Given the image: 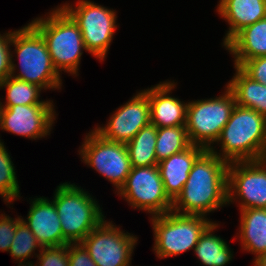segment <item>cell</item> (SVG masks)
<instances>
[{"label":"cell","instance_id":"cell-29","mask_svg":"<svg viewBox=\"0 0 266 266\" xmlns=\"http://www.w3.org/2000/svg\"><path fill=\"white\" fill-rule=\"evenodd\" d=\"M21 216L12 218L9 215L0 214V250L9 252L13 238L17 230V224Z\"/></svg>","mask_w":266,"mask_h":266},{"label":"cell","instance_id":"cell-2","mask_svg":"<svg viewBox=\"0 0 266 266\" xmlns=\"http://www.w3.org/2000/svg\"><path fill=\"white\" fill-rule=\"evenodd\" d=\"M215 143L221 145L220 153L215 146L209 150L228 163L266 159V117L235 105Z\"/></svg>","mask_w":266,"mask_h":266},{"label":"cell","instance_id":"cell-17","mask_svg":"<svg viewBox=\"0 0 266 266\" xmlns=\"http://www.w3.org/2000/svg\"><path fill=\"white\" fill-rule=\"evenodd\" d=\"M205 150L202 146L191 144L158 163L165 192L172 201L181 193L194 162Z\"/></svg>","mask_w":266,"mask_h":266},{"label":"cell","instance_id":"cell-3","mask_svg":"<svg viewBox=\"0 0 266 266\" xmlns=\"http://www.w3.org/2000/svg\"><path fill=\"white\" fill-rule=\"evenodd\" d=\"M11 45L15 48L11 52L10 76L35 84L44 90L61 89V74L52 64L42 35L30 23L11 31ZM13 52L19 61V73L16 72L17 65L14 64Z\"/></svg>","mask_w":266,"mask_h":266},{"label":"cell","instance_id":"cell-30","mask_svg":"<svg viewBox=\"0 0 266 266\" xmlns=\"http://www.w3.org/2000/svg\"><path fill=\"white\" fill-rule=\"evenodd\" d=\"M239 68L254 81L266 85V56L246 60Z\"/></svg>","mask_w":266,"mask_h":266},{"label":"cell","instance_id":"cell-32","mask_svg":"<svg viewBox=\"0 0 266 266\" xmlns=\"http://www.w3.org/2000/svg\"><path fill=\"white\" fill-rule=\"evenodd\" d=\"M69 266H97L81 243H68Z\"/></svg>","mask_w":266,"mask_h":266},{"label":"cell","instance_id":"cell-34","mask_svg":"<svg viewBox=\"0 0 266 266\" xmlns=\"http://www.w3.org/2000/svg\"><path fill=\"white\" fill-rule=\"evenodd\" d=\"M35 264V265H34ZM17 266H37L36 263H33L32 261H19Z\"/></svg>","mask_w":266,"mask_h":266},{"label":"cell","instance_id":"cell-13","mask_svg":"<svg viewBox=\"0 0 266 266\" xmlns=\"http://www.w3.org/2000/svg\"><path fill=\"white\" fill-rule=\"evenodd\" d=\"M0 107V129L31 140L50 135L58 115L53 104Z\"/></svg>","mask_w":266,"mask_h":266},{"label":"cell","instance_id":"cell-1","mask_svg":"<svg viewBox=\"0 0 266 266\" xmlns=\"http://www.w3.org/2000/svg\"><path fill=\"white\" fill-rule=\"evenodd\" d=\"M228 162L205 150L194 162L172 210L182 215L206 216L228 204Z\"/></svg>","mask_w":266,"mask_h":266},{"label":"cell","instance_id":"cell-5","mask_svg":"<svg viewBox=\"0 0 266 266\" xmlns=\"http://www.w3.org/2000/svg\"><path fill=\"white\" fill-rule=\"evenodd\" d=\"M53 196L63 238L68 243H80L106 217L96 199L74 183L59 184Z\"/></svg>","mask_w":266,"mask_h":266},{"label":"cell","instance_id":"cell-11","mask_svg":"<svg viewBox=\"0 0 266 266\" xmlns=\"http://www.w3.org/2000/svg\"><path fill=\"white\" fill-rule=\"evenodd\" d=\"M137 238L104 219L80 243L97 266H130Z\"/></svg>","mask_w":266,"mask_h":266},{"label":"cell","instance_id":"cell-28","mask_svg":"<svg viewBox=\"0 0 266 266\" xmlns=\"http://www.w3.org/2000/svg\"><path fill=\"white\" fill-rule=\"evenodd\" d=\"M37 255V266H69L68 244L42 247Z\"/></svg>","mask_w":266,"mask_h":266},{"label":"cell","instance_id":"cell-20","mask_svg":"<svg viewBox=\"0 0 266 266\" xmlns=\"http://www.w3.org/2000/svg\"><path fill=\"white\" fill-rule=\"evenodd\" d=\"M239 241L242 249L257 258L266 252V209L248 208L240 210Z\"/></svg>","mask_w":266,"mask_h":266},{"label":"cell","instance_id":"cell-21","mask_svg":"<svg viewBox=\"0 0 266 266\" xmlns=\"http://www.w3.org/2000/svg\"><path fill=\"white\" fill-rule=\"evenodd\" d=\"M234 68L236 73L226 86L234 94L236 105L253 109L266 117V85L254 81L239 67Z\"/></svg>","mask_w":266,"mask_h":266},{"label":"cell","instance_id":"cell-6","mask_svg":"<svg viewBox=\"0 0 266 266\" xmlns=\"http://www.w3.org/2000/svg\"><path fill=\"white\" fill-rule=\"evenodd\" d=\"M150 219L155 241L153 251L159 259L194 250L198 239L213 223L206 216L182 215L173 211Z\"/></svg>","mask_w":266,"mask_h":266},{"label":"cell","instance_id":"cell-23","mask_svg":"<svg viewBox=\"0 0 266 266\" xmlns=\"http://www.w3.org/2000/svg\"><path fill=\"white\" fill-rule=\"evenodd\" d=\"M156 138L157 127L149 123L126 144L131 167L158 165L155 154Z\"/></svg>","mask_w":266,"mask_h":266},{"label":"cell","instance_id":"cell-14","mask_svg":"<svg viewBox=\"0 0 266 266\" xmlns=\"http://www.w3.org/2000/svg\"><path fill=\"white\" fill-rule=\"evenodd\" d=\"M150 123V104L144 90L116 109L105 126L94 130L103 138L127 144L144 126Z\"/></svg>","mask_w":266,"mask_h":266},{"label":"cell","instance_id":"cell-16","mask_svg":"<svg viewBox=\"0 0 266 266\" xmlns=\"http://www.w3.org/2000/svg\"><path fill=\"white\" fill-rule=\"evenodd\" d=\"M30 200L27 220L22 216L21 220L32 231L39 244L42 247L67 245L53 200L50 201L43 196Z\"/></svg>","mask_w":266,"mask_h":266},{"label":"cell","instance_id":"cell-4","mask_svg":"<svg viewBox=\"0 0 266 266\" xmlns=\"http://www.w3.org/2000/svg\"><path fill=\"white\" fill-rule=\"evenodd\" d=\"M47 14L30 24L42 35L57 72L78 76L81 56L86 51L79 27L59 5Z\"/></svg>","mask_w":266,"mask_h":266},{"label":"cell","instance_id":"cell-18","mask_svg":"<svg viewBox=\"0 0 266 266\" xmlns=\"http://www.w3.org/2000/svg\"><path fill=\"white\" fill-rule=\"evenodd\" d=\"M216 12L229 24L225 46L244 27L266 17V0H220Z\"/></svg>","mask_w":266,"mask_h":266},{"label":"cell","instance_id":"cell-19","mask_svg":"<svg viewBox=\"0 0 266 266\" xmlns=\"http://www.w3.org/2000/svg\"><path fill=\"white\" fill-rule=\"evenodd\" d=\"M234 57V66L266 56V17L240 30L225 46Z\"/></svg>","mask_w":266,"mask_h":266},{"label":"cell","instance_id":"cell-10","mask_svg":"<svg viewBox=\"0 0 266 266\" xmlns=\"http://www.w3.org/2000/svg\"><path fill=\"white\" fill-rule=\"evenodd\" d=\"M117 195L133 209L146 211L151 216L170 212L173 206L165 192L158 165L132 167Z\"/></svg>","mask_w":266,"mask_h":266},{"label":"cell","instance_id":"cell-8","mask_svg":"<svg viewBox=\"0 0 266 266\" xmlns=\"http://www.w3.org/2000/svg\"><path fill=\"white\" fill-rule=\"evenodd\" d=\"M75 7L65 3L60 7L78 25L86 52L104 61L117 29L116 11L90 0H79Z\"/></svg>","mask_w":266,"mask_h":266},{"label":"cell","instance_id":"cell-26","mask_svg":"<svg viewBox=\"0 0 266 266\" xmlns=\"http://www.w3.org/2000/svg\"><path fill=\"white\" fill-rule=\"evenodd\" d=\"M4 142H0V196L7 204L20 199V186L15 167Z\"/></svg>","mask_w":266,"mask_h":266},{"label":"cell","instance_id":"cell-22","mask_svg":"<svg viewBox=\"0 0 266 266\" xmlns=\"http://www.w3.org/2000/svg\"><path fill=\"white\" fill-rule=\"evenodd\" d=\"M218 226V223L213 222L194 247V252L203 266H226L233 258V251L225 239L214 234Z\"/></svg>","mask_w":266,"mask_h":266},{"label":"cell","instance_id":"cell-33","mask_svg":"<svg viewBox=\"0 0 266 266\" xmlns=\"http://www.w3.org/2000/svg\"><path fill=\"white\" fill-rule=\"evenodd\" d=\"M254 266H266V252L260 254L257 258L253 260Z\"/></svg>","mask_w":266,"mask_h":266},{"label":"cell","instance_id":"cell-31","mask_svg":"<svg viewBox=\"0 0 266 266\" xmlns=\"http://www.w3.org/2000/svg\"><path fill=\"white\" fill-rule=\"evenodd\" d=\"M11 31L0 33V81L11 73Z\"/></svg>","mask_w":266,"mask_h":266},{"label":"cell","instance_id":"cell-7","mask_svg":"<svg viewBox=\"0 0 266 266\" xmlns=\"http://www.w3.org/2000/svg\"><path fill=\"white\" fill-rule=\"evenodd\" d=\"M236 105L232 91H225L218 97L189 101L186 130L191 144L209 150L219 139Z\"/></svg>","mask_w":266,"mask_h":266},{"label":"cell","instance_id":"cell-27","mask_svg":"<svg viewBox=\"0 0 266 266\" xmlns=\"http://www.w3.org/2000/svg\"><path fill=\"white\" fill-rule=\"evenodd\" d=\"M42 248L35 235L21 220L17 224V230L10 246L9 253L17 261H28L33 254L37 257L35 250Z\"/></svg>","mask_w":266,"mask_h":266},{"label":"cell","instance_id":"cell-25","mask_svg":"<svg viewBox=\"0 0 266 266\" xmlns=\"http://www.w3.org/2000/svg\"><path fill=\"white\" fill-rule=\"evenodd\" d=\"M190 145L186 126L157 128L155 154L158 163Z\"/></svg>","mask_w":266,"mask_h":266},{"label":"cell","instance_id":"cell-15","mask_svg":"<svg viewBox=\"0 0 266 266\" xmlns=\"http://www.w3.org/2000/svg\"><path fill=\"white\" fill-rule=\"evenodd\" d=\"M175 87L174 80H168L144 89L150 104V123L157 128L186 126L188 102L170 96Z\"/></svg>","mask_w":266,"mask_h":266},{"label":"cell","instance_id":"cell-12","mask_svg":"<svg viewBox=\"0 0 266 266\" xmlns=\"http://www.w3.org/2000/svg\"><path fill=\"white\" fill-rule=\"evenodd\" d=\"M227 190L228 205L239 200L240 210L266 209V159L230 162Z\"/></svg>","mask_w":266,"mask_h":266},{"label":"cell","instance_id":"cell-24","mask_svg":"<svg viewBox=\"0 0 266 266\" xmlns=\"http://www.w3.org/2000/svg\"><path fill=\"white\" fill-rule=\"evenodd\" d=\"M1 88H6L7 91L5 103L0 101V106L53 104L51 100H40V93L43 90L41 87L12 76L0 81Z\"/></svg>","mask_w":266,"mask_h":266},{"label":"cell","instance_id":"cell-9","mask_svg":"<svg viewBox=\"0 0 266 266\" xmlns=\"http://www.w3.org/2000/svg\"><path fill=\"white\" fill-rule=\"evenodd\" d=\"M83 140L78 151L81 161L110 181L118 192L132 168L126 144L107 140L94 129Z\"/></svg>","mask_w":266,"mask_h":266}]
</instances>
